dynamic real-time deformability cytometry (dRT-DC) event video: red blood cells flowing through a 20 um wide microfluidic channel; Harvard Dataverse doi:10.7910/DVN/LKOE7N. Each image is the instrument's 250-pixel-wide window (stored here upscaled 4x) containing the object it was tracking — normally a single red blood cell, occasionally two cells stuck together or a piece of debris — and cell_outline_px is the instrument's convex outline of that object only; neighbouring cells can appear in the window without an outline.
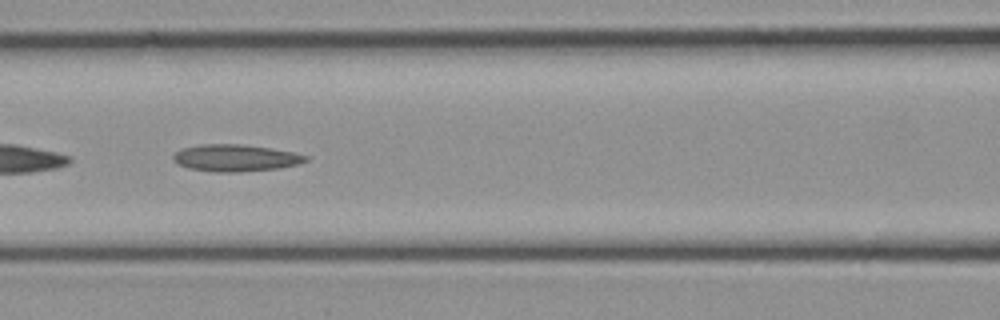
{"species": "common noctule bat (a hibernating species)", "species_latin": "Nyctalus noctula", "temperature_condition": "cold", "stored_images_in_passage": 32, "camera_frame_rate_fps": 3000, "um_per_image_px": 0.085, "animal": {"sex": "female", "body_mass_g": 21.9}, "frame": {"image": 1, "passage_image": 14, "time_ms": 4.333, "image_size_px": [1000, 320], "cell_outline_px": [[308, 160], [300, 164], [280, 168], [236, 172], [212, 172], [188, 168], [176, 164], [172, 160], [172, 156], [180, 148], [200, 144], [244, 144], [292, 152], [308, 156]], "centroid_in_image_um": [19.97, 13.43], "position_along_channel_um": 146.6, "area_um2": 20.98}}
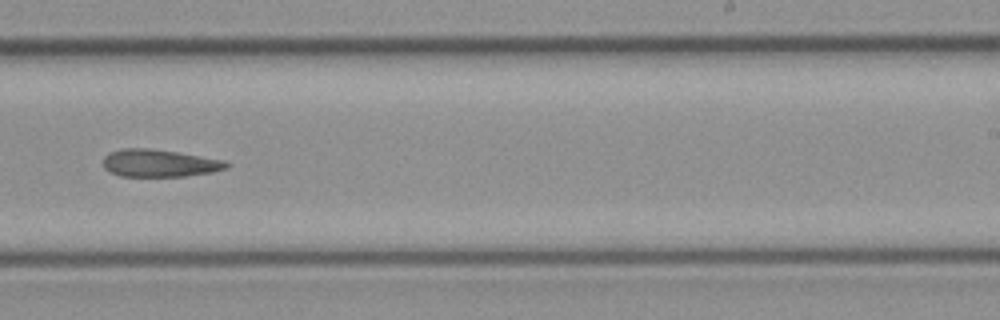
{"frame": {"image": 2, "passage_image": 20, "time_ms": 6.333, "image_size_px": [1000, 320], "cell_outline_px": [[232, 164], [228, 168], [212, 172], [184, 176], [120, 176], [108, 172], [104, 168], [104, 156], [108, 152], [124, 148], [148, 148], [176, 152], [228, 160]], "centroid_in_image_um": [13.58, 13.87], "position_along_channel_um": 275.4, "area_um2": 19.94}}
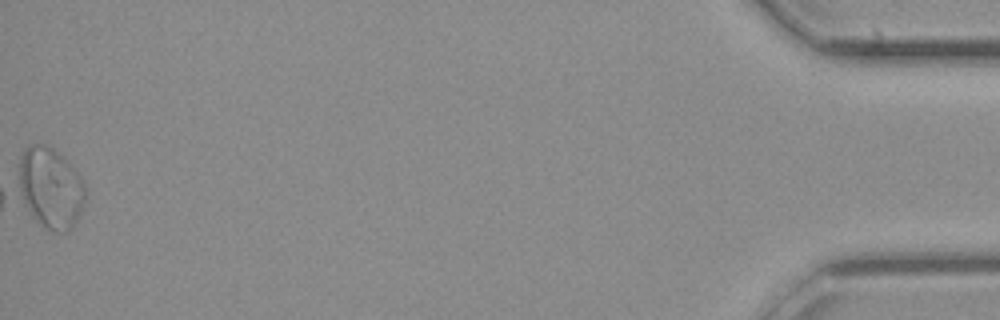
{"frame": {"image": 3, "passage_image": 32, "time_ms": 10.333, "image_size_px": [1000, 320], "cell_outline_px": [[84, 200], [80, 212], [72, 228], [64, 232], [56, 232], [44, 228], [32, 216], [16, 188], [16, 164], [24, 148], [28, 144], [44, 144], [52, 148], [64, 156], [80, 176], [84, 184]], "centroid_in_image_um": [4.21, 15.92], "position_along_channel_um": 431.0, "area_um2": 32.02}}